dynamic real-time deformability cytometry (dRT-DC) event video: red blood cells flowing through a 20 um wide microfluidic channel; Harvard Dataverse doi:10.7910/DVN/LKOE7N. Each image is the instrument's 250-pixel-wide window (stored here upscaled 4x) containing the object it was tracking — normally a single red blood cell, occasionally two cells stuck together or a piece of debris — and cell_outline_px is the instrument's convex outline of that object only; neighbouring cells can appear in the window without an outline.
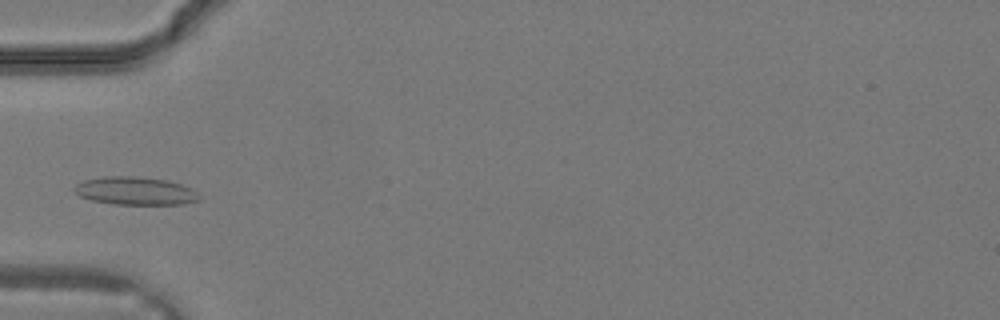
{"species": "common noctule bat (a hibernating species)", "species_latin": "Nyctalus noctula", "temperature_condition": "warm", "stored_images_in_passage": 12, "camera_frame_rate_fps": 3000, "um_per_image_px": 0.085, "animal": {"sex": "male", "body_mass_g": 19.2, "forearm_length_mm": 51.8}, "frame": {"image": 1, "passage_image": 7, "time_ms": 2.0, "image_size_px": [1000, 320], "cell_outline_px": [[200, 200], [184, 204], [112, 204], [92, 200], [80, 196], [72, 188], [76, 184], [84, 180], [104, 176], [136, 176], [164, 180], [180, 184], [192, 188], [200, 196]], "centroid_in_image_um": [11.49, 16.23], "position_along_channel_um": 73.5, "area_um2": 20.35}}
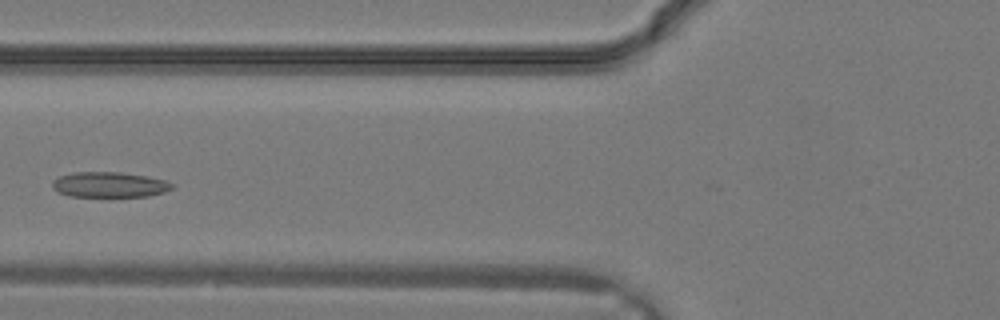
{"frame": {"image": 2, "passage_image": 9, "time_ms": 2.667, "image_size_px": [1000, 320], "cell_outline_px": [[172, 188], [164, 192], [148, 196], [68, 196], [56, 192], [52, 188], [52, 180], [60, 176], [72, 172], [120, 172], [148, 176], [164, 180], [172, 184]], "centroid_in_image_um": [9.24, 15.69], "position_along_channel_um": 116.6, "area_um2": 17.69}}
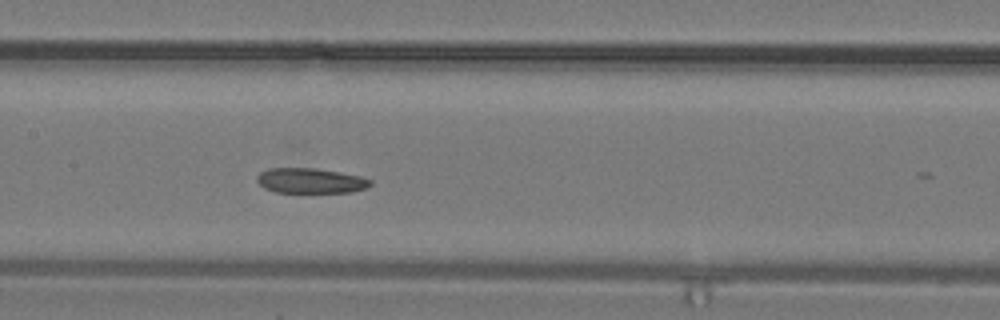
{"frame": {"image": 3, "passage_image": 12, "time_ms": 3.667, "image_size_px": [1000, 320], "cell_outline_px": [[372, 184], [368, 188], [352, 192], [276, 192], [264, 188], [256, 180], [256, 176], [260, 172], [268, 168], [316, 168], [340, 172], [360, 176], [372, 180]], "centroid_in_image_um": [26.41, 15.35], "position_along_channel_um": 181.0, "area_um2": 16.7}}